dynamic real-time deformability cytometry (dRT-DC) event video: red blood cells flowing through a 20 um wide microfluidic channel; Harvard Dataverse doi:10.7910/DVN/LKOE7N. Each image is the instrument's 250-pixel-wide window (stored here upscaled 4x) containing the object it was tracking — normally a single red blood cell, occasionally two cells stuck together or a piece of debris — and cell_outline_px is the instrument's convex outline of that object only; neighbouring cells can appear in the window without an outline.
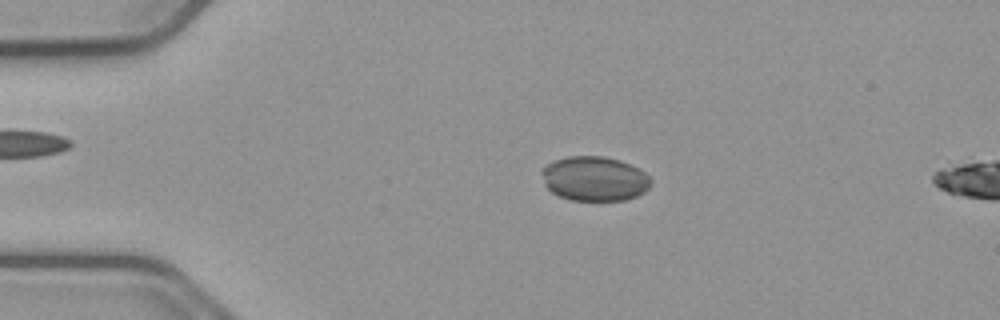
{"species": "common noctule bat (a hibernating species)", "species_latin": "Nyctalus noctula", "temperature_condition": "cold", "stored_images_in_passage": 8, "camera_frame_rate_fps": 3000, "um_per_image_px": 0.085, "animal": {"sex": "male", "body_mass_g": 23.1, "forearm_length_mm": 52.7}, "frame": {"image": 1, "passage_image": 3, "time_ms": 0.667, "image_size_px": [1000, 320], "cell_outline_px": [[652, 184], [644, 192], [636, 196], [624, 200], [568, 200], [552, 192], [544, 184], [540, 172], [540, 168], [552, 160], [568, 156], [604, 156], [620, 160], [644, 172], [652, 180]], "centroid_in_image_um": [50.48, 15.18], "position_along_channel_um": 34.5, "area_um2": 28.55}}